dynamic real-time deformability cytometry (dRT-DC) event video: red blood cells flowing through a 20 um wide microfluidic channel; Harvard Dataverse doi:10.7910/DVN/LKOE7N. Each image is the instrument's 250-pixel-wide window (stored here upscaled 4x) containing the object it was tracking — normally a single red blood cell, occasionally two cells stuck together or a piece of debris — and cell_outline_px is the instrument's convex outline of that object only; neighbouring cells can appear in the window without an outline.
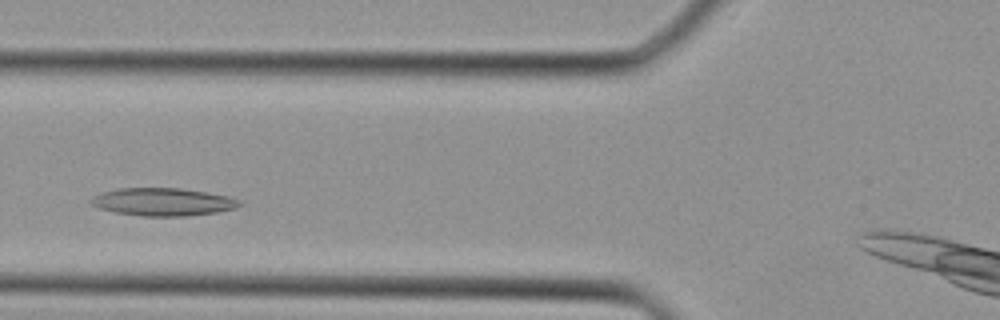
{"species": "Egyptian fruit bat (a non-hibernating species)", "species_latin": "Rousettus aegyptiacus", "temperature_condition": "cold", "stored_images_in_passage": 31, "camera_frame_rate_fps": 3000, "um_per_image_px": 0.085, "animal": {"sex": "female"}, "frame": {"image": 1, "passage_image": 7, "time_ms": 2.0, "image_size_px": [1000, 320], "cell_outline_px": [[244, 204], [236, 208], [216, 212], [188, 216], [144, 216], [116, 212], [96, 208], [88, 204], [88, 200], [104, 192], [120, 188], [180, 188], [208, 192], [228, 196], [240, 200]], "centroid_in_image_um": [13.86, 17.16], "position_along_channel_um": 111.9, "area_um2": 24.16}}
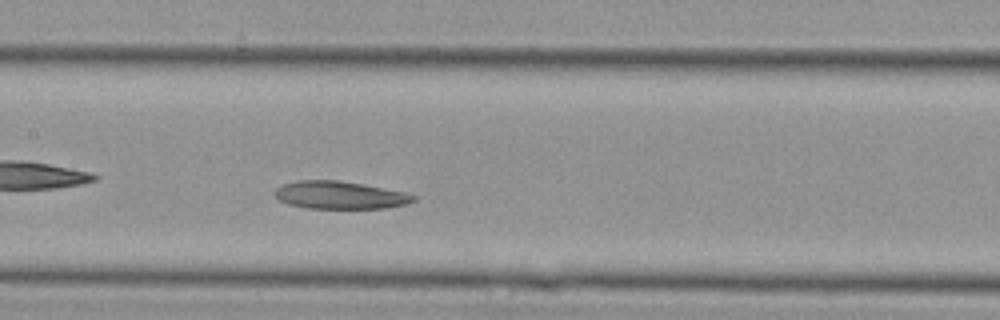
{"frame": {"image": 2, "passage_image": 11, "time_ms": 3.333, "image_size_px": [1000, 320], "cell_outline_px": [[416, 200], [408, 204], [384, 208], [308, 208], [288, 204], [280, 200], [276, 196], [276, 188], [284, 184], [296, 180], [340, 180], [364, 184], [404, 192], [416, 196]], "centroid_in_image_um": [28.92, 16.58], "position_along_channel_um": 178.5, "area_um2": 22.31}}
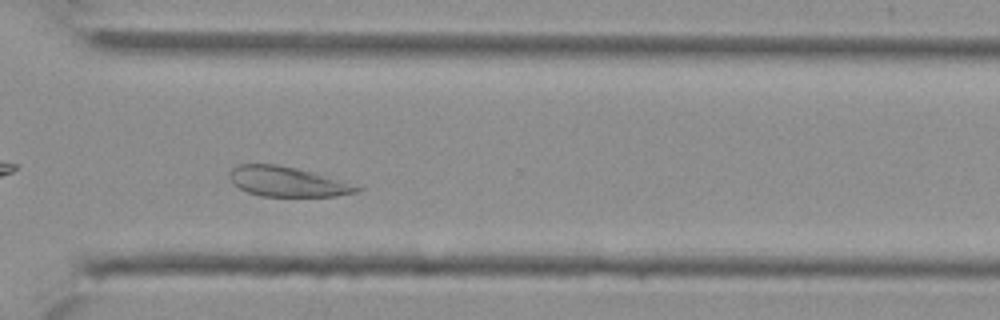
{"frame": {"image": 3, "passage_image": 21, "time_ms": 6.667, "image_size_px": [1000, 320], "cell_outline_px": [[364, 188], [356, 192], [336, 196], [260, 196], [248, 192], [232, 184], [228, 176], [228, 172], [232, 168], [240, 164], [276, 164], [296, 168], [364, 184]], "centroid_in_image_um": [24.52, 15.44], "position_along_channel_um": 346.1, "area_um2": 22.77}}